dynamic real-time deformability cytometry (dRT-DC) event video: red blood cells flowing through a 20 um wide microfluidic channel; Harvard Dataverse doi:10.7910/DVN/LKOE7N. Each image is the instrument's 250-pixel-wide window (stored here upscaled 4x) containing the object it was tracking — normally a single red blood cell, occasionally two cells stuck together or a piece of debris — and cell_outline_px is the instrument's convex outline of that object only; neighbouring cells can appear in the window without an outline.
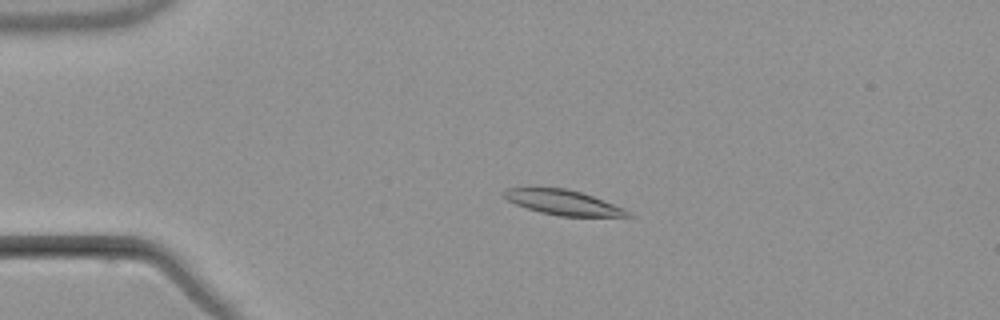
{"species": "common noctule bat (a hibernating species)", "species_latin": "Nyctalus noctula", "temperature_condition": "warm", "stored_images_in_passage": 3, "camera_frame_rate_fps": 3000, "um_per_image_px": 0.085, "animal": {"sex": "male", "body_mass_g": 21.5, "forearm_length_mm": 52.0}, "frame": {"image": 1, "passage_image": 2, "time_ms": 1.0, "image_size_px": [1000, 320], "cell_outline_px": [[632, 216], [560, 216], [540, 212], [516, 204], [508, 200], [500, 192], [504, 188], [564, 188], [580, 192], [592, 196], [624, 208]], "centroid_in_image_um": [47.81, 17.2], "position_along_channel_um": 37.2, "area_um2": 17.63}}